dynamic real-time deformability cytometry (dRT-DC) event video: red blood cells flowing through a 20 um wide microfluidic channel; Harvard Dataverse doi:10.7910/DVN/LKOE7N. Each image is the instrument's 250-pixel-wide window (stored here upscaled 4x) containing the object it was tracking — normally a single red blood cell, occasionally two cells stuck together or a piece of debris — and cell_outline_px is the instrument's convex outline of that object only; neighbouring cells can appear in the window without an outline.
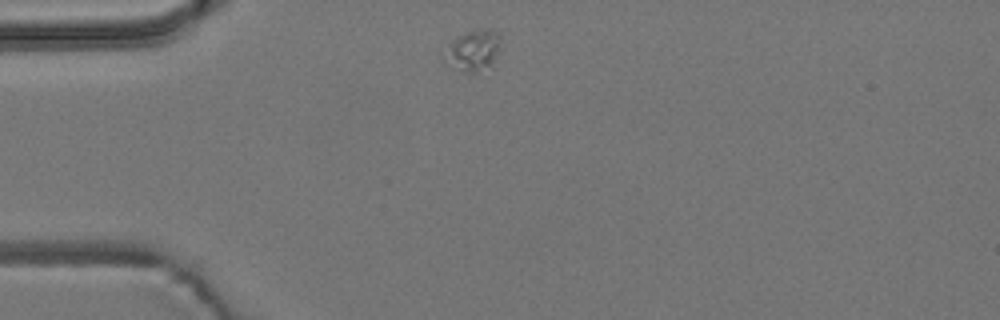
{"species": "common noctule bat (a hibernating species)", "species_latin": "Nyctalus noctula", "temperature_condition": "room temperature", "stored_images_in_passage": 3, "camera_frame_rate_fps": 3000, "um_per_image_px": 0.085, "animal": {"sex": "male", "body_mass_g": 19.2, "forearm_length_mm": 51.8}, "frame": {"image": 1, "passage_image": 1, "time_ms": 0.0, "image_size_px": [1000, 320], "cell_outline_px": [[504, 48], [492, 64], [476, 72], [464, 72], [448, 52], [448, 44], [460, 36], [468, 32], [488, 28], [496, 32], [500, 36]], "centroid_in_image_um": [40.47, 4.22], "position_along_channel_um": 44.5, "area_um2": 12.43}}
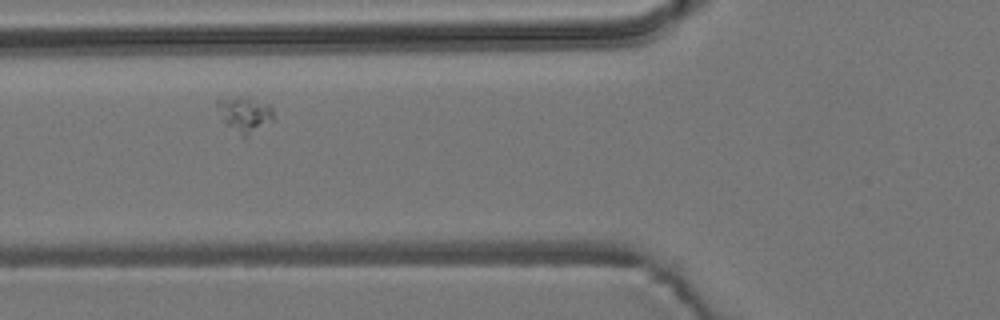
{"frame": {"image": 2, "passage_image": 3, "time_ms": 0.667, "image_size_px": [1000, 320], "cell_outline_px": [[276, 120], [248, 136], [244, 136], [224, 124], [216, 104], [216, 100], [248, 100], [268, 104], [272, 108], [276, 116]], "centroid_in_image_um": [20.87, 9.81], "position_along_channel_um": 104.9, "area_um2": 11.04}}